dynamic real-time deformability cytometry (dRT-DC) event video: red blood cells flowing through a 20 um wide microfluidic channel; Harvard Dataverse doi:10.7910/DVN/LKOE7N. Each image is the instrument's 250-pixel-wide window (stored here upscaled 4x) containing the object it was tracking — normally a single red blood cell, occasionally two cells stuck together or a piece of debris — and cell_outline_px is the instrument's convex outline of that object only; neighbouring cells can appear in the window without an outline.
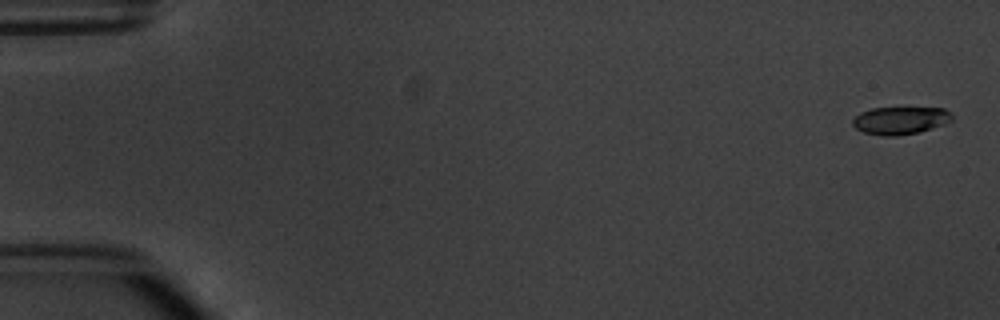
{"species": "common noctule bat (a hibernating species)", "species_latin": "Nyctalus noctula", "temperature_condition": "warm", "stored_images_in_passage": 6, "camera_frame_rate_fps": 3000, "um_per_image_px": 0.085, "animal": {"sex": "male", "body_mass_g": 20.1, "forearm_length_mm": 53.5}, "frame": {"image": 1, "passage_image": 1, "time_ms": 0.0, "image_size_px": [1000, 320], "cell_outline_px": [[952, 120], [944, 124], [932, 128], [916, 132], [896, 136], [884, 136], [864, 132], [856, 128], [852, 124], [852, 120], [860, 112], [872, 108], [944, 108], [952, 112]], "centroid_in_image_um": [76.53, 10.23], "position_along_channel_um": 8.5, "area_um2": 15.9}}